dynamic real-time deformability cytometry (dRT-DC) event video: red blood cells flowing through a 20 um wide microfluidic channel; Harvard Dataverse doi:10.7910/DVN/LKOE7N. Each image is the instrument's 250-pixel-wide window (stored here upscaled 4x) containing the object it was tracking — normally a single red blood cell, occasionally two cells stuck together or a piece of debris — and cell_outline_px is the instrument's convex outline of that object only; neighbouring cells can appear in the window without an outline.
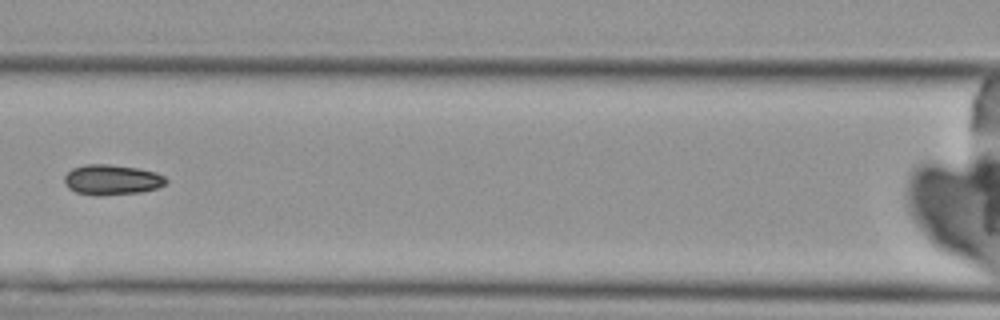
{"species": "Egyptian fruit bat (a non-hibernating species)", "species_latin": "Rousettus aegyptiacus", "temperature_condition": "cold", "stored_images_in_passage": 9, "camera_frame_rate_fps": 3000, "um_per_image_px": 0.085, "animal": {"sex": "female"}, "frame": {"image": 1, "passage_image": 8, "time_ms": 8.333, "image_size_px": [1000, 320], "cell_outline_px": [[168, 180], [164, 184], [156, 188], [140, 192], [100, 196], [92, 196], [76, 192], [68, 188], [64, 184], [64, 176], [72, 168], [84, 164], [108, 164], [140, 168], [156, 172], [164, 176]], "centroid_in_image_um": [9.47, 15.28], "position_along_channel_um": 157.1, "area_um2": 18.15}}
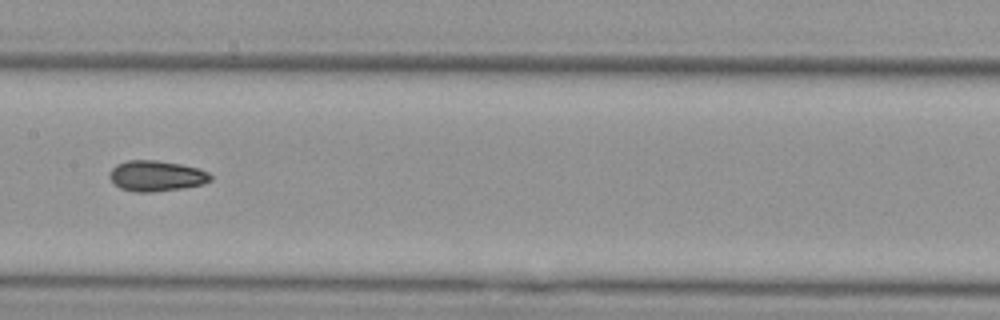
{"frame": {"image": 2, "passage_image": 9, "time_ms": 9.333, "image_size_px": [1000, 320], "cell_outline_px": [[212, 180], [204, 184], [180, 188], [152, 192], [136, 192], [120, 188], [108, 176], [112, 168], [116, 164], [128, 160], [156, 160], [180, 164], [200, 168], [208, 172], [212, 176]], "centroid_in_image_um": [13.31, 14.94], "position_along_channel_um": 194.1, "area_um2": 18.03}}